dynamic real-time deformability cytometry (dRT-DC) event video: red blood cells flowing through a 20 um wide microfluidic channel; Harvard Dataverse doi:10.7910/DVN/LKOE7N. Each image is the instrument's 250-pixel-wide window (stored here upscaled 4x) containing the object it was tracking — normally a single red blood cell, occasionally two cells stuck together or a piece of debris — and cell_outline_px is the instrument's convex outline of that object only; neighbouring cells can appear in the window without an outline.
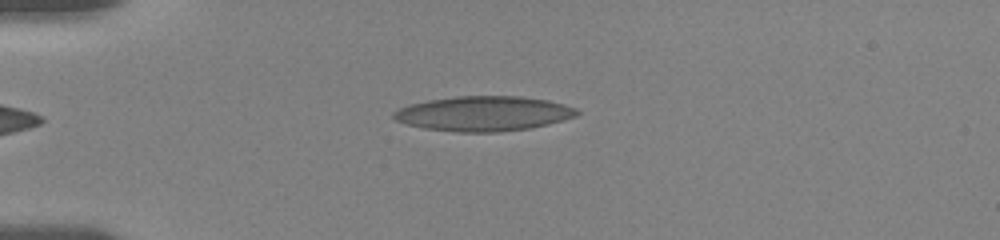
{"species": "human", "species_latin": "Homo sapiens", "temperature_condition": "room temperature", "stored_images_in_passage": 42, "camera_frame_rate_fps": 3000, "um_per_image_px": 0.085, "donor": {"sex": "female"}, "frame": {"image": 1, "passage_image": 1, "time_ms": 0.0, "image_size_px": [1000, 240], "cell_outline_px": [[580, 112], [576, 116], [548, 124], [532, 128], [496, 132], [456, 132], [424, 128], [408, 124], [396, 120], [392, 116], [392, 112], [408, 104], [428, 100], [456, 96], [520, 96], [548, 100], [564, 104], [576, 108]], "centroid_in_image_um": [41.11, 9.65], "position_along_channel_um": 43.9, "area_um2": 37.28}}
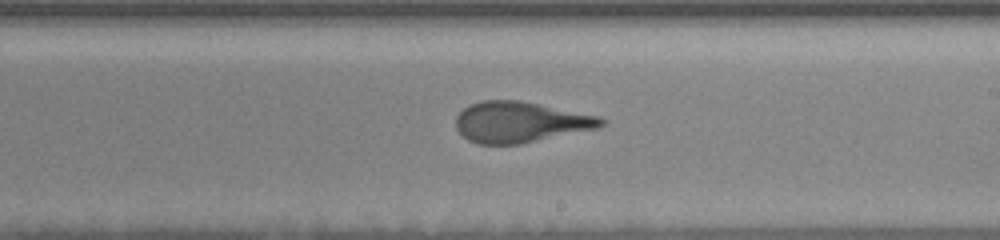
{"frame": {"image": 2, "passage_image": 20, "time_ms": 6.333, "image_size_px": [1000, 240], "cell_outline_px": [[604, 124], [596, 128], [520, 144], [476, 144], [468, 140], [456, 128], [456, 116], [468, 104], [484, 100], [520, 100], [600, 116], [604, 120]], "centroid_in_image_um": [44.19, 10.37], "position_along_channel_um": 244.8, "area_um2": 34.39}}
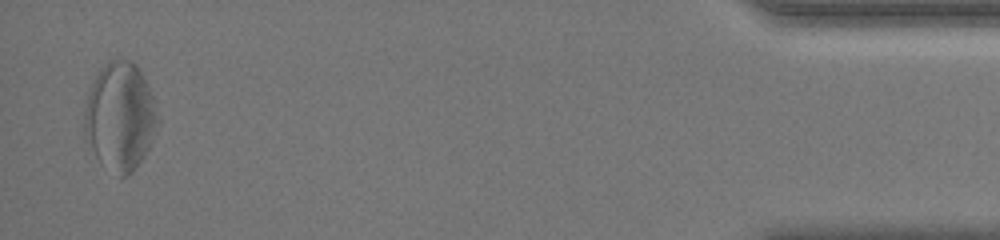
{"frame": {"image": 3, "passage_image": 41, "time_ms": 13.333, "image_size_px": [1000, 240], "cell_outline_px": [[160, 120], [148, 148], [144, 156], [136, 168], [128, 176], [120, 176], [100, 164], [84, 136], [84, 112], [88, 92], [96, 76], [104, 64], [108, 60], [128, 60], [136, 64], [144, 76], [148, 84]], "centroid_in_image_um": [10.2, 9.92], "position_along_channel_um": 425.0, "area_um2": 46.3}, "authors_computed_cell_mechanics": {"area_um2": 35.6048, "velocity_mm_per_s": 3.6126, "shape_relaxation_time_tau1_ms": 4.7581, "shape_relaxation_time_tau2_ms": 1.2948, "deformation_change_tau1": 0.1825, "deformation_change_tau2": 0.0981}}